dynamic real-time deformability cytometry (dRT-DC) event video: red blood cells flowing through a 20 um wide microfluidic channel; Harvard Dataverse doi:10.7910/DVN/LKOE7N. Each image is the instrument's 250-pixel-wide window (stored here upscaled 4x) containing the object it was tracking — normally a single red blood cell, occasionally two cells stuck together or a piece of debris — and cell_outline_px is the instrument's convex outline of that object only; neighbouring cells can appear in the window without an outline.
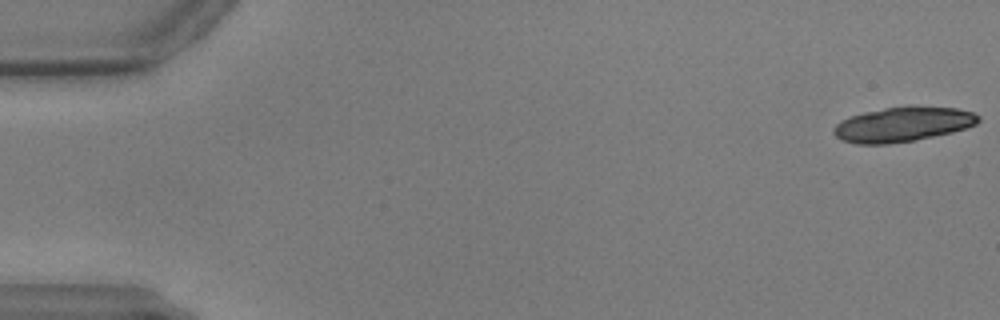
{"species": "common noctule bat (a hibernating species)", "species_latin": "Nyctalus noctula", "temperature_condition": "warm", "stored_images_in_passage": 34, "camera_frame_rate_fps": 3000, "um_per_image_px": 0.085, "animal": {"sex": "male", "body_mass_g": 17.9, "forearm_length_mm": 54.2}, "frame": {"image": 1, "passage_image": 1, "time_ms": 0.0, "image_size_px": [1000, 320], "cell_outline_px": [[980, 120], [976, 124], [968, 128], [952, 132], [912, 140], [888, 144], [856, 144], [840, 140], [832, 132], [832, 128], [840, 120], [864, 112], [884, 108], [956, 108], [972, 112], [980, 116]], "centroid_in_image_um": [76.69, 10.6], "position_along_channel_um": 8.3, "area_um2": 28.67}}
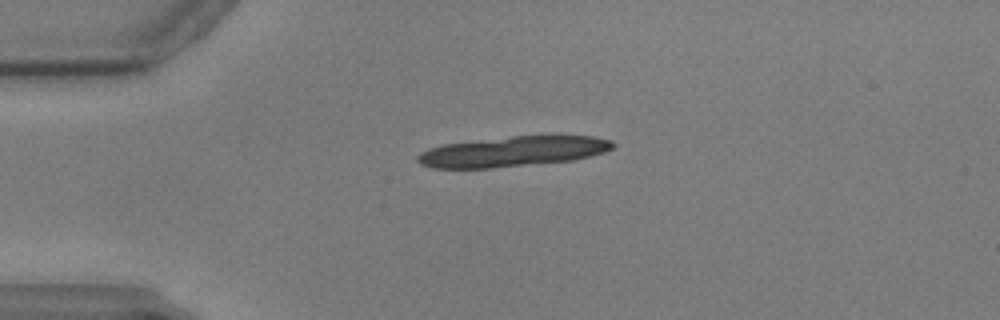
{"frame": {"image": 2, "passage_image": 14, "time_ms": 4.333, "image_size_px": [1000, 320], "cell_outline_px": [[616, 144], [612, 148], [604, 152], [572, 160], [492, 168], [432, 168], [420, 164], [416, 160], [416, 156], [420, 152], [428, 148], [444, 144], [512, 136], [592, 136], [612, 140]], "centroid_in_image_um": [43.55, 12.88], "position_along_channel_um": 41.5, "area_um2": 34.22}}